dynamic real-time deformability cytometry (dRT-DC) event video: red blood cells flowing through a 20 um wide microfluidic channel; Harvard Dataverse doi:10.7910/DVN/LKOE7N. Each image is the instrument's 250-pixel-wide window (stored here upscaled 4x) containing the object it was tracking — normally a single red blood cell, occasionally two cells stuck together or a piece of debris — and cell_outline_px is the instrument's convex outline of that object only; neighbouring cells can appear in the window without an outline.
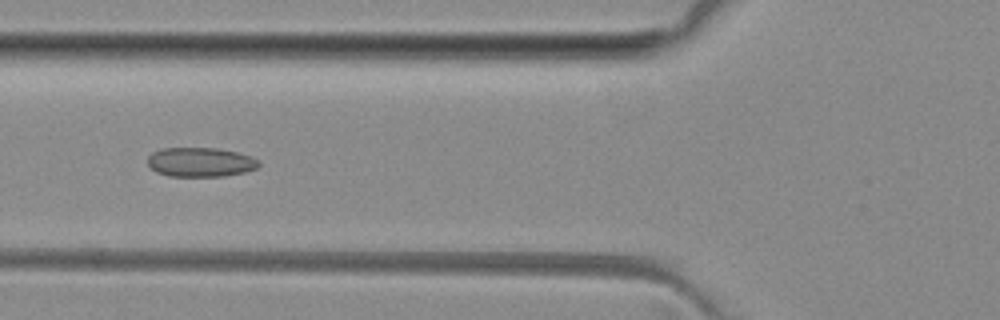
{"species": "common noctule bat (a hibernating species)", "species_latin": "Nyctalus noctula", "temperature_condition": "room temperature", "stored_images_in_passage": 4, "camera_frame_rate_fps": 3000, "um_per_image_px": 0.085, "animal": {"sex": "female", "body_mass_g": 29.2, "forearm_length_mm": 56.3}, "frame": {"image": 1, "passage_image": 4, "time_ms": 4.0, "image_size_px": [1000, 320], "cell_outline_px": [[260, 164], [256, 168], [244, 172], [224, 176], [168, 176], [156, 172], [148, 164], [148, 156], [152, 152], [164, 148], [216, 148], [236, 152], [260, 160]], "centroid_in_image_um": [17.02, 13.78], "position_along_channel_um": 108.8, "area_um2": 18.9}}